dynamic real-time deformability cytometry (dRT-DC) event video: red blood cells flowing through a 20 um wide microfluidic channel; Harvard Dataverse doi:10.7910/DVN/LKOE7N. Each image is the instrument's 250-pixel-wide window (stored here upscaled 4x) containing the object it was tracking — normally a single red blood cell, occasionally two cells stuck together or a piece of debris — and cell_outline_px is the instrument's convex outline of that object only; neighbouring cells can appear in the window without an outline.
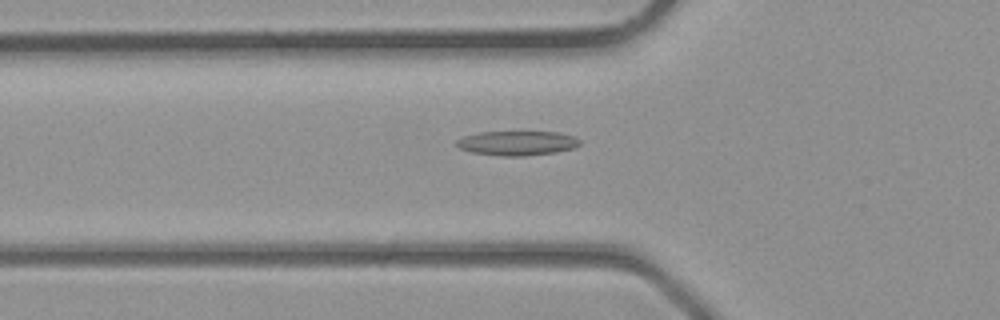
{"species": "common noctule bat (a hibernating species)", "species_latin": "Nyctalus noctula", "temperature_condition": "room temperature", "stored_images_in_passage": 28, "camera_frame_rate_fps": 3000, "um_per_image_px": 0.085, "animal": {"sex": "male", "body_mass_g": 23.1, "forearm_length_mm": 52.7}, "frame": {"image": 1, "passage_image": 5, "time_ms": 1.333, "image_size_px": [1000, 320], "cell_outline_px": [[580, 144], [576, 148], [556, 152], [524, 156], [500, 156], [472, 152], [460, 148], [456, 144], [456, 140], [464, 136], [480, 132], [560, 132], [572, 136], [580, 140]], "centroid_in_image_um": [43.98, 12.17], "position_along_channel_um": 81.8, "area_um2": 17.57}}
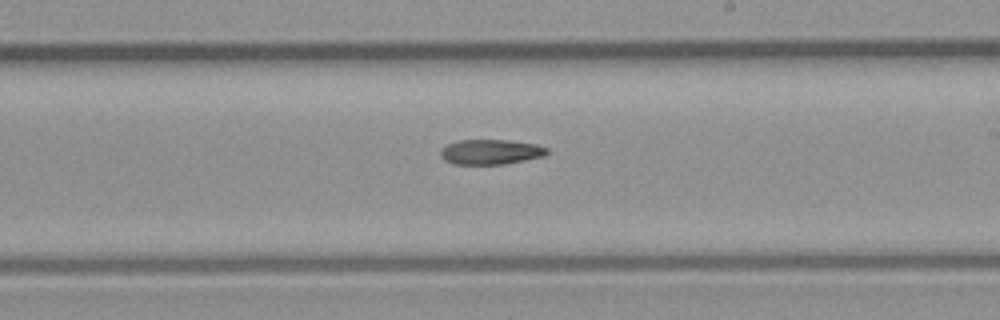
{"frame": {"image": 2, "passage_image": 14, "time_ms": 4.333, "image_size_px": [1000, 320], "cell_outline_px": [[548, 152], [544, 156], [504, 164], [452, 164], [444, 160], [440, 156], [440, 152], [448, 144], [460, 140], [508, 140], [536, 144], [548, 148]], "centroid_in_image_um": [41.71, 12.91], "position_along_channel_um": 247.3, "area_um2": 15.43}}
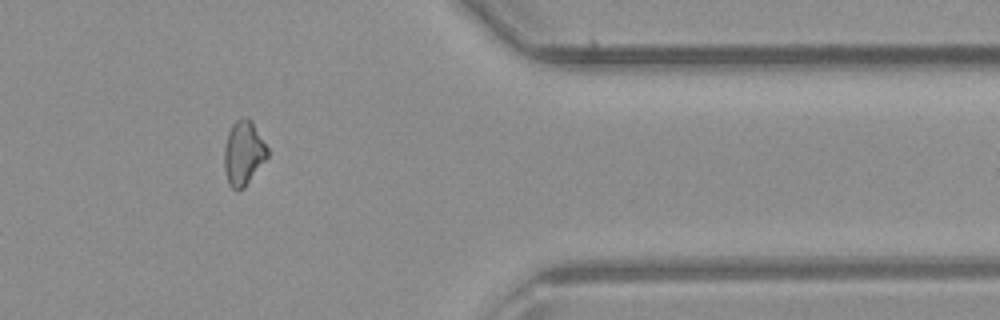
{"frame": {"image": 3, "passage_image": 23, "time_ms": 7.333, "image_size_px": [1000, 320], "cell_outline_px": [[268, 156], [244, 188], [236, 192], [228, 184], [224, 168], [224, 148], [228, 132], [232, 124], [236, 120], [244, 116], [248, 116], [252, 120], [268, 148]], "centroid_in_image_um": [20.69, 13.0], "position_along_channel_um": 390.7, "area_um2": 16.42}}